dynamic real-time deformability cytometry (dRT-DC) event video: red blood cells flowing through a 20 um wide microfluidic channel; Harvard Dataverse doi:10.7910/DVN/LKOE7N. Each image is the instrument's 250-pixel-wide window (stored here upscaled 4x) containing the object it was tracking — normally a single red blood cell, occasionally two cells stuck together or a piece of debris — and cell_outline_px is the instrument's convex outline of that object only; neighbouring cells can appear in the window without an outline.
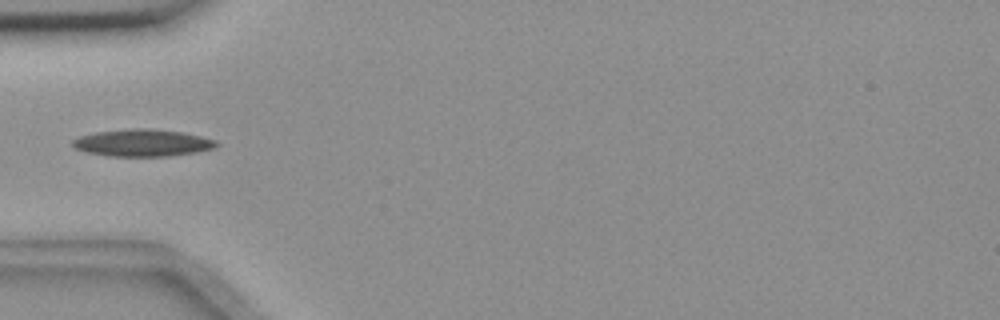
{"species": "common noctule bat (a hibernating species)", "species_latin": "Nyctalus noctula", "temperature_condition": "room temperature", "stored_images_in_passage": 38, "camera_frame_rate_fps": 3000, "um_per_image_px": 0.085, "animal": {"sex": "female", "body_mass_g": 18.4}, "frame": {"image": 1, "passage_image": 1, "time_ms": 0.0, "image_size_px": [1000, 320], "cell_outline_px": [[220, 144], [216, 148], [196, 152], [168, 156], [108, 156], [88, 152], [76, 148], [72, 144], [72, 140], [80, 136], [96, 132], [132, 128], [152, 128], [184, 132], [216, 140]], "centroid_in_image_um": [12.16, 12.13], "position_along_channel_um": 72.8, "area_um2": 22.77}}
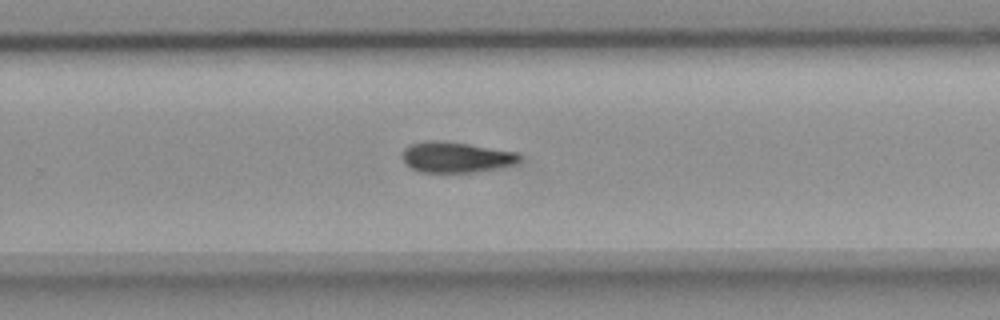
{"frame": {"image": 2, "passage_image": 19, "time_ms": 6.0, "image_size_px": [1000, 320], "cell_outline_px": [[520, 160], [512, 164], [476, 172], [420, 172], [404, 164], [404, 148], [412, 144], [428, 140], [444, 140], [516, 152], [520, 156]], "centroid_in_image_um": [38.72, 13.35], "position_along_channel_um": 291.1, "area_um2": 20.63}}
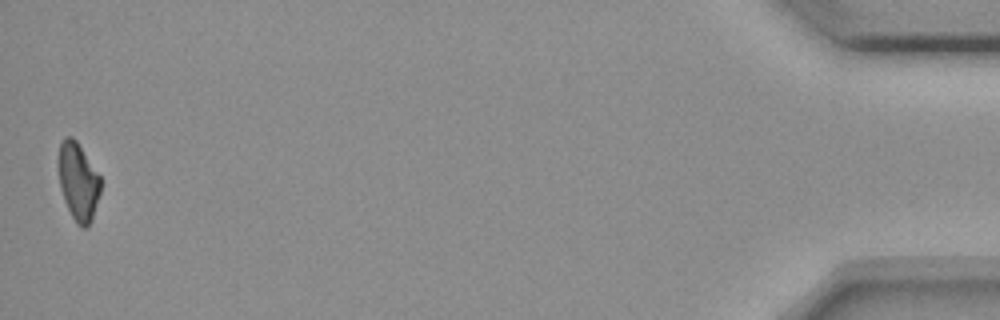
{"frame": {"image": 3, "passage_image": 38, "time_ms": 12.333, "image_size_px": [1000, 320], "cell_outline_px": [[100, 192], [92, 220], [88, 228], [80, 228], [76, 224], [64, 200], [60, 188], [60, 140], [64, 136], [72, 136], [76, 140], [100, 176]], "centroid_in_image_um": [6.66, 15.47], "position_along_channel_um": 428.5, "area_um2": 18.84}}